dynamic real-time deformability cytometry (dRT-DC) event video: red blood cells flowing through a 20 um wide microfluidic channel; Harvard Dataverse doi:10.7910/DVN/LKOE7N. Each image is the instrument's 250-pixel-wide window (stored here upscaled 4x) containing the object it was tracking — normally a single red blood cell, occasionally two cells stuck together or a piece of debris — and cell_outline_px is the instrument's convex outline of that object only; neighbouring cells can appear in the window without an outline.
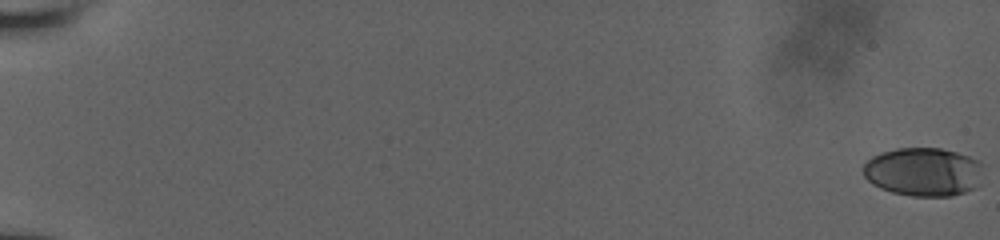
{"species": "human", "species_latin": "Homo sapiens", "temperature_condition": "room temperature", "stored_images_in_passage": 27, "camera_frame_rate_fps": 3000, "um_per_image_px": 0.085, "donor": {"sex": "male"}, "frame": {"image": 1, "passage_image": 1, "time_ms": 0.0, "image_size_px": [1000, 240], "cell_outline_px": [[980, 184], [976, 188], [952, 196], [912, 196], [892, 192], [880, 188], [872, 184], [864, 176], [864, 164], [872, 156], [880, 152], [896, 148], [940, 148], [956, 152], [980, 160]], "centroid_in_image_um": [78.48, 14.61], "position_along_channel_um": 6.5, "area_um2": 34.04}}
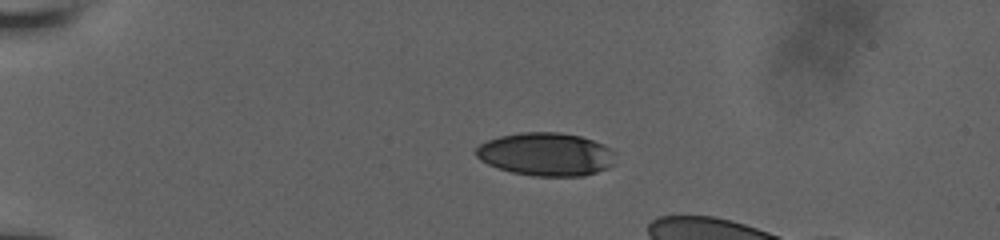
{"frame": {"image": 2, "passage_image": 18, "time_ms": 5.333, "image_size_px": [1000, 240], "cell_outline_px": [[616, 164], [608, 168], [584, 176], [532, 176], [512, 172], [488, 164], [480, 160], [476, 156], [476, 148], [480, 144], [488, 140], [500, 136], [520, 132], [560, 132], [580, 136], [604, 144], [612, 148], [616, 152]], "centroid_in_image_um": [46.47, 13.11], "position_along_channel_um": 38.5, "area_um2": 35.43}}
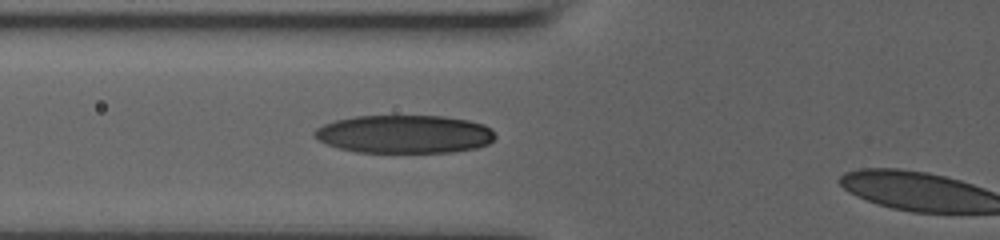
{"frame": {"image": 3, "passage_image": 26, "time_ms": 8.333, "image_size_px": [1000, 240], "cell_outline_px": [[496, 136], [488, 144], [476, 148], [452, 152], [356, 152], [340, 148], [328, 144], [312, 136], [312, 132], [316, 128], [324, 124], [336, 120], [356, 116], [444, 116], [468, 120], [484, 124], [492, 128]], "centroid_in_image_um": [34.39, 11.4], "position_along_channel_um": 91.4, "area_um2": 40.29}}